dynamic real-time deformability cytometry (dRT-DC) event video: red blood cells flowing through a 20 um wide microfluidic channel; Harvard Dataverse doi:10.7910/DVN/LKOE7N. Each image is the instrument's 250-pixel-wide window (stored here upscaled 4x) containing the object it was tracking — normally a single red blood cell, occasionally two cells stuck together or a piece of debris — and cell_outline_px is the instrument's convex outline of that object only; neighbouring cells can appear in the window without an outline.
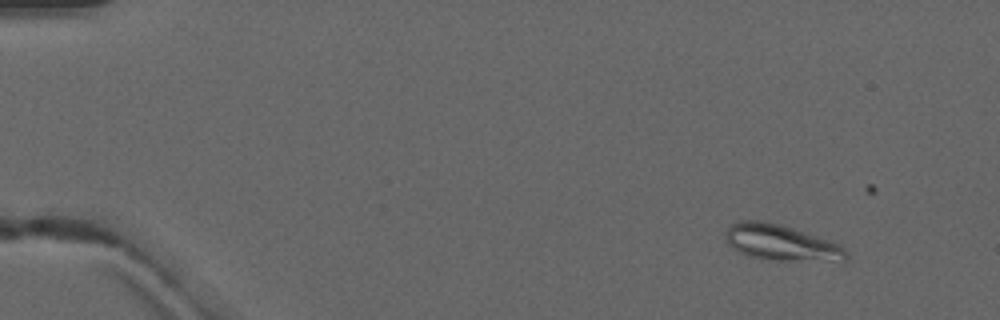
{"species": "common noctule bat (a hibernating species)", "species_latin": "Nyctalus noctula", "temperature_condition": "warm", "stored_images_in_passage": 5, "camera_frame_rate_fps": 3000, "um_per_image_px": 0.085, "animal": {"sex": "male", "forearm_length_mm": 52.5}, "frame": {"image": 1, "passage_image": 2, "time_ms": 1.0, "image_size_px": [1000, 320], "cell_outline_px": [[848, 256], [844, 260], [780, 260], [748, 256], [732, 248], [724, 240], [724, 232], [728, 224], [740, 220], [760, 220], [780, 224], [832, 240], [840, 244], [848, 252]], "centroid_in_image_um": [66.34, 20.59], "position_along_channel_um": 18.7, "area_um2": 25.37}}